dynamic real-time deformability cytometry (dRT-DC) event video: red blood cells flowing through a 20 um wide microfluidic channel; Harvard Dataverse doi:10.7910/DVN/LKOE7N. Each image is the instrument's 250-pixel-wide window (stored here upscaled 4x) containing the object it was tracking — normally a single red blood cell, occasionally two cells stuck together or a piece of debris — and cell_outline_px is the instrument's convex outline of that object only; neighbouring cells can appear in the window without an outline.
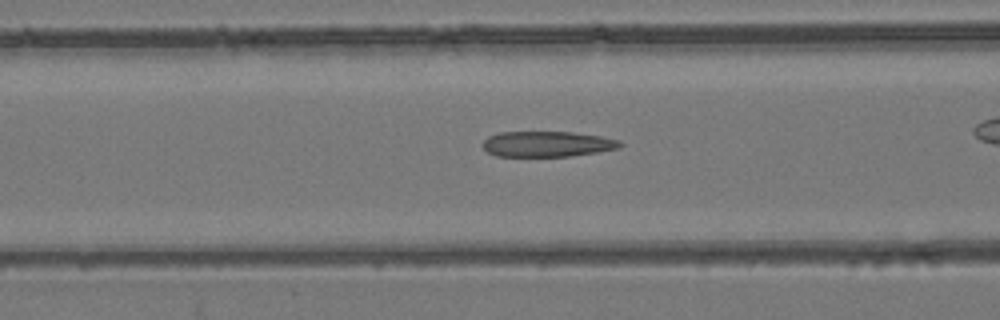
{"species": "common noctule bat (a hibernating species)", "species_latin": "Nyctalus noctula", "temperature_condition": "room temperature", "stored_images_in_passage": 42, "camera_frame_rate_fps": 3000, "um_per_image_px": 0.085, "animal": {"sex": "female", "body_mass_g": 24.6, "forearm_length_mm": 56.2}, "frame": {"image": 1, "passage_image": 22, "time_ms": 7.0, "image_size_px": [1000, 320], "cell_outline_px": [[624, 144], [620, 148], [596, 152], [568, 156], [496, 156], [488, 152], [480, 144], [488, 136], [500, 132], [572, 132], [600, 136], [620, 140]], "centroid_in_image_um": [46.5, 12.24], "position_along_channel_um": 120.1, "area_um2": 20.46}}
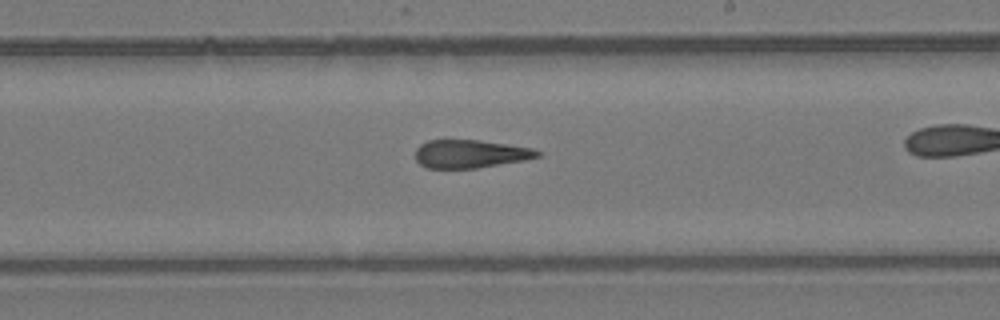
{"frame": {"image": 2, "passage_image": 32, "time_ms": 10.333, "image_size_px": [1000, 320], "cell_outline_px": [[540, 156], [524, 160], [476, 168], [424, 168], [416, 160], [416, 148], [420, 144], [428, 140], [480, 140], [532, 148], [540, 152]], "centroid_in_image_um": [39.94, 13.08], "position_along_channel_um": 249.1, "area_um2": 19.94}}
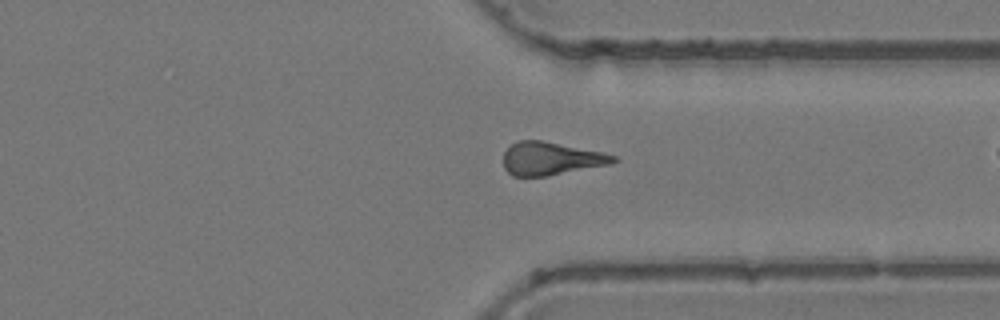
{"frame": {"image": 3, "passage_image": 41, "time_ms": 13.333, "image_size_px": [1000, 320], "cell_outline_px": [[620, 160], [612, 164], [548, 176], [512, 176], [504, 168], [504, 152], [512, 144], [520, 140], [540, 140], [604, 152], [616, 156]], "centroid_in_image_um": [46.87, 13.49], "position_along_channel_um": 364.5, "area_um2": 21.27}}